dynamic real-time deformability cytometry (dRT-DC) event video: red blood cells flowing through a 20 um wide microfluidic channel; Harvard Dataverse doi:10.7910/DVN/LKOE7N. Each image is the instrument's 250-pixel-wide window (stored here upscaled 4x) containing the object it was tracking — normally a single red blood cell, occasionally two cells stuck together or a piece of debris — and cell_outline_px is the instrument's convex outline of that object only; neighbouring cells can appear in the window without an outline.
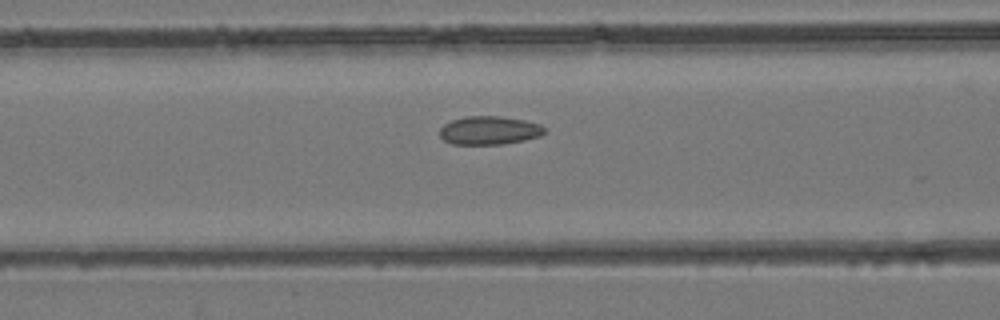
{"species": "common noctule bat (a hibernating species)", "species_latin": "Nyctalus noctula", "temperature_condition": "room temperature", "stored_images_in_passage": 13, "camera_frame_rate_fps": 3000, "um_per_image_px": 0.085, "animal": {"sex": "female", "body_mass_g": 24.6, "forearm_length_mm": 56.2}, "frame": {"image": 1, "passage_image": 7, "time_ms": 2.0, "image_size_px": [1000, 320], "cell_outline_px": [[544, 132], [540, 136], [524, 140], [504, 144], [452, 144], [444, 140], [440, 136], [440, 128], [444, 124], [452, 120], [464, 116], [500, 116], [524, 120], [540, 124], [544, 128]], "centroid_in_image_um": [41.57, 11.08], "position_along_channel_um": 125.0, "area_um2": 17.34}}
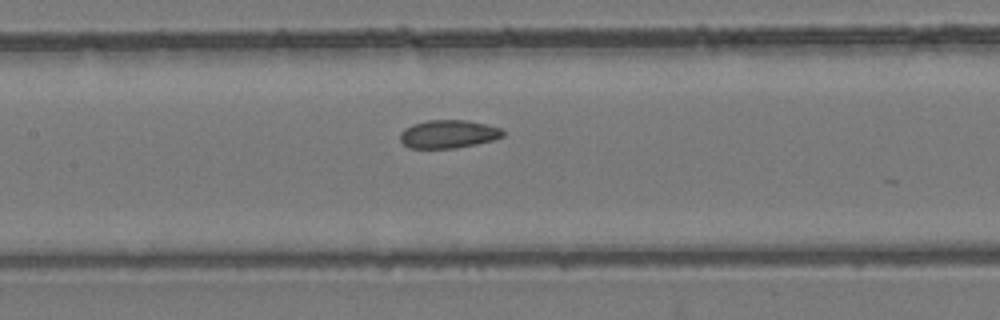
{"frame": {"image": 2, "passage_image": 10, "time_ms": 3.0, "image_size_px": [1000, 320], "cell_outline_px": [[504, 136], [492, 140], [476, 144], [456, 148], [408, 148], [400, 140], [400, 132], [404, 128], [412, 124], [428, 120], [468, 120], [500, 128], [504, 132]], "centroid_in_image_um": [38.08, 11.39], "position_along_channel_um": 169.3, "area_um2": 16.88}}